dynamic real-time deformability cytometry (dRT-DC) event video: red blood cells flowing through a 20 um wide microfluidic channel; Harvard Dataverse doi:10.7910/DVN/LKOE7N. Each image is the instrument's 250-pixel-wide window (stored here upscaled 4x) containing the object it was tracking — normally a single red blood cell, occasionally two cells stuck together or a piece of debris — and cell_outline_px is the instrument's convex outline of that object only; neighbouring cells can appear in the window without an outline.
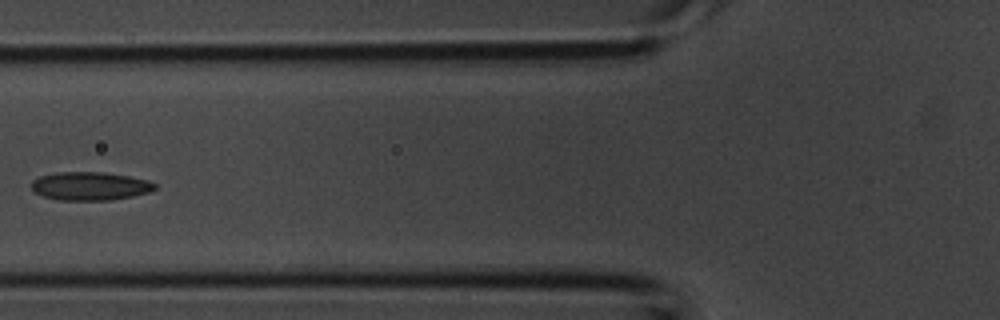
{"species": "common noctule bat (a hibernating species)", "species_latin": "Nyctalus noctula", "temperature_condition": "room temperature", "stored_images_in_passage": 5, "camera_frame_rate_fps": 3000, "um_per_image_px": 0.085, "animal": {"sex": "male", "body_mass_g": 20.1, "forearm_length_mm": 53.5}, "frame": {"image": 1, "passage_image": 5, "time_ms": 1.333, "image_size_px": [1000, 320], "cell_outline_px": [[156, 188], [148, 192], [132, 196], [108, 200], [56, 200], [44, 196], [36, 192], [32, 188], [32, 180], [40, 176], [56, 172], [100, 172], [128, 176], [148, 180], [156, 184]], "centroid_in_image_um": [7.64, 15.81], "position_along_channel_um": 118.2, "area_um2": 20.23}}